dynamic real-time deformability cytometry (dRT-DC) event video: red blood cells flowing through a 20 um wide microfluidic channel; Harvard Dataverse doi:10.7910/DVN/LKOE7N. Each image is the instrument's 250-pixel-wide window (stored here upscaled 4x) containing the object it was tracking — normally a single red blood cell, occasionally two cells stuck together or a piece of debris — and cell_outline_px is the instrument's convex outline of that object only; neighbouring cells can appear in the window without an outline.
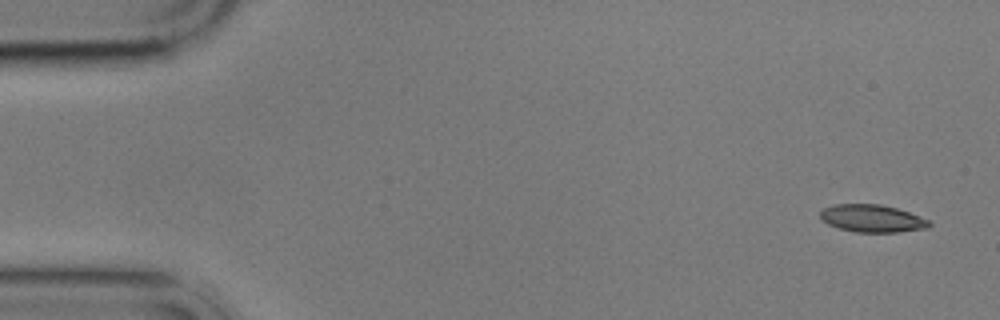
{"species": "common noctule bat (a hibernating species)", "species_latin": "Nyctalus noctula", "temperature_condition": "cold", "stored_images_in_passage": 5, "camera_frame_rate_fps": 3000, "um_per_image_px": 0.085, "animal": {"sex": "male", "body_mass_g": 17.9}, "frame": {"image": 1, "passage_image": 1, "time_ms": 0.0, "image_size_px": [1000, 320], "cell_outline_px": [[932, 224], [928, 228], [896, 232], [856, 232], [840, 228], [828, 224], [820, 220], [820, 212], [824, 208], [832, 204], [880, 204], [896, 208], [908, 212], [928, 220]], "centroid_in_image_um": [74.1, 18.56], "position_along_channel_um": 10.9, "area_um2": 17.4}}